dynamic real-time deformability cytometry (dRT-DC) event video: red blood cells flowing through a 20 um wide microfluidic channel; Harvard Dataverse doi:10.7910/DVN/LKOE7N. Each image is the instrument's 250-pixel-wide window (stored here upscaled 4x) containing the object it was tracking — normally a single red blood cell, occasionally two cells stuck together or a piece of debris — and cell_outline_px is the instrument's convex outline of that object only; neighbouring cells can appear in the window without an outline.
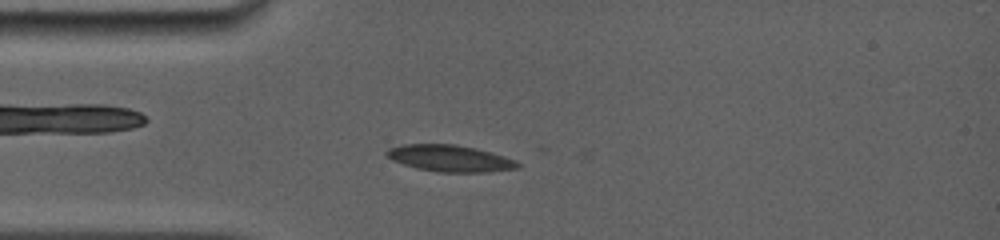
{"species": "common noctule bat (a hibernating species)", "species_latin": "Nyctalus noctula", "temperature_condition": "room temperature", "stored_images_in_passage": 15, "camera_frame_rate_fps": 5000, "um_per_image_px": 0.085, "animal": {"sex": "female", "body_mass_g": 19.0, "forearm_length_mm": 56.7}, "frame": {"image": 1, "passage_image": 4, "time_ms": 3.0, "image_size_px": [1000, 240], "cell_outline_px": [[520, 168], [488, 172], [436, 172], [416, 168], [392, 160], [384, 156], [384, 152], [388, 148], [400, 144], [456, 144], [476, 148], [492, 152], [516, 160], [520, 164]], "centroid_in_image_um": [38.22, 13.45], "position_along_channel_um": 46.8, "area_um2": 20.63}}
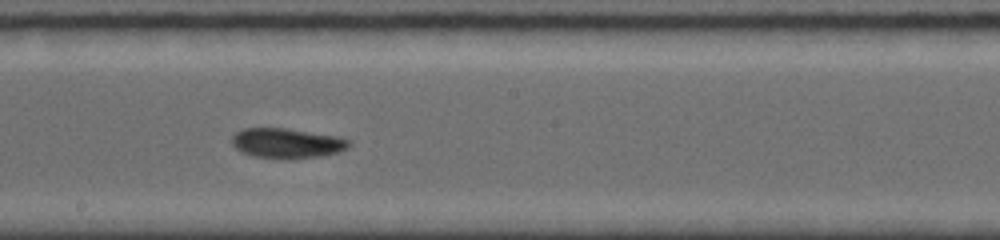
{"frame": {"image": 2, "passage_image": 9, "time_ms": 7.8, "image_size_px": [1000, 240], "cell_outline_px": [[352, 144], [348, 148], [340, 152], [320, 156], [252, 156], [236, 148], [232, 144], [232, 136], [236, 132], [244, 128], [284, 128], [340, 136], [352, 140]], "centroid_in_image_um": [24.46, 12.12], "position_along_channel_um": 223.7, "area_um2": 19.83}}
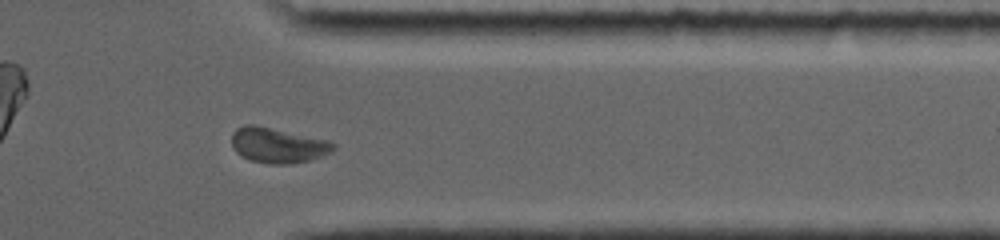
{"frame": {"image": 3, "passage_image": 13, "time_ms": 12.0, "image_size_px": [1000, 240], "cell_outline_px": [[336, 148], [332, 152], [308, 160], [288, 164], [272, 164], [252, 160], [240, 156], [232, 148], [232, 132], [236, 128], [244, 124], [256, 124], [328, 140], [336, 144]], "centroid_in_image_um": [23.59, 12.33], "position_along_channel_um": 387.8, "area_um2": 20.98}, "authors_computed_cell_mechanics": {"area_um2": 20.23, "velocity_mm_per_s": 3.8906, "shape_relaxation_time_tau1_ms": 1.2008, "shape_relaxation_time_tau2_ms": 10.632, "deformation_change_tau1": 0.0372, "deformation_change_tau2": 0.105}}